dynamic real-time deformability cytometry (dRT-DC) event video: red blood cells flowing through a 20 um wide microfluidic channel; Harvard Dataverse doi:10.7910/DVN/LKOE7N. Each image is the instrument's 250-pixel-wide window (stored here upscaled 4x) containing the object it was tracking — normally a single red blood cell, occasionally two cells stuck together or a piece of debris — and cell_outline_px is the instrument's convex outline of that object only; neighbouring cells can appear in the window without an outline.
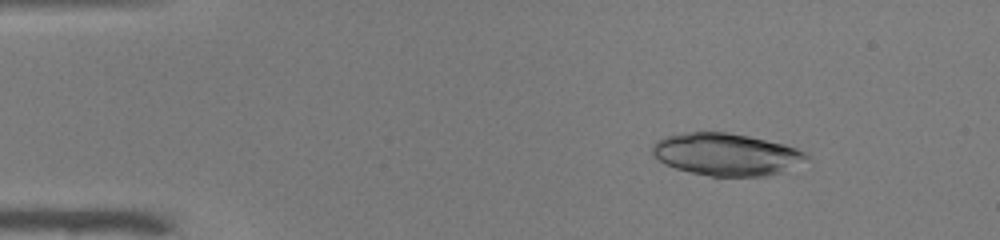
{"species": "common noctule bat (a hibernating species)", "species_latin": "Nyctalus noctula", "temperature_condition": "warm", "stored_images_in_passage": 50, "camera_frame_rate_fps": 3000, "um_per_image_px": 0.085, "animal": {"sex": "male", "body_mass_g": 19.0, "forearm_length_mm": 50.8}, "frame": {"image": 1, "passage_image": 7, "time_ms": 2.0, "image_size_px": [1000, 240], "cell_outline_px": [[808, 156], [780, 172], [764, 176], [708, 176], [676, 168], [664, 164], [652, 152], [652, 144], [656, 140], [668, 136], [692, 132], [724, 132], [748, 136], [784, 144], [796, 148], [804, 152]], "centroid_in_image_um": [61.66, 13.11], "position_along_channel_um": 23.3, "area_um2": 37.11}}
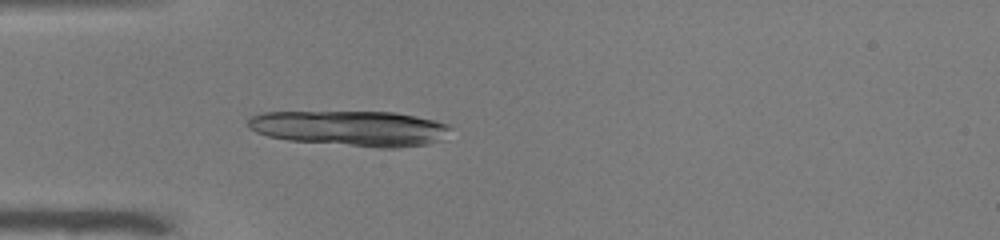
{"frame": {"image": 2, "passage_image": 15, "time_ms": 4.667, "image_size_px": [1000, 240], "cell_outline_px": [[448, 128], [440, 140], [428, 144], [396, 148], [380, 148], [288, 140], [268, 136], [256, 132], [248, 128], [248, 120], [252, 116], [264, 112], [396, 112], [436, 120], [448, 124]], "centroid_in_image_um": [29.77, 10.9], "position_along_channel_um": 55.2, "area_um2": 41.5}}